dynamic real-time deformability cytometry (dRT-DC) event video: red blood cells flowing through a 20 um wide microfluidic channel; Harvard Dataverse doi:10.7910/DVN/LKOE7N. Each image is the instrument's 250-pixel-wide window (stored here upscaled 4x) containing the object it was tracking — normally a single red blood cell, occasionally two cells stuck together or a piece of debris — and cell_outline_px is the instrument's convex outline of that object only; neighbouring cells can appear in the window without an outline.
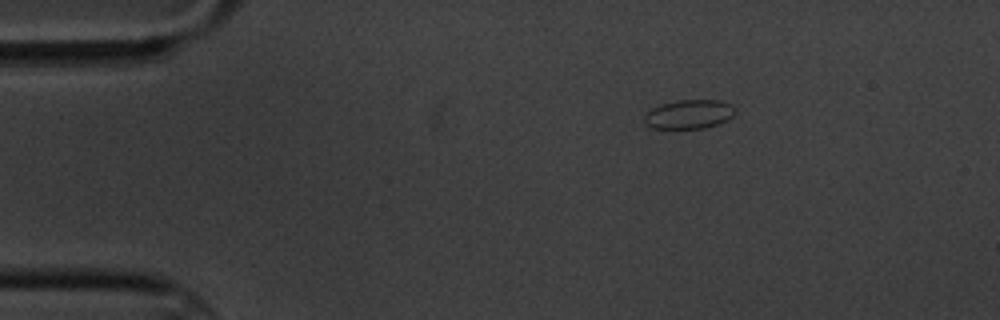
{"species": "common noctule bat (a hibernating species)", "species_latin": "Nyctalus noctula", "temperature_condition": "cold", "stored_images_in_passage": 3, "camera_frame_rate_fps": 3000, "um_per_image_px": 0.085, "animal": {"sex": "male", "body_mass_g": 20.1, "forearm_length_mm": 53.5}, "frame": {"image": 1, "passage_image": 1, "time_ms": 0.0, "image_size_px": [1000, 320], "cell_outline_px": [[736, 112], [732, 116], [716, 124], [704, 128], [652, 128], [644, 124], [644, 116], [652, 108], [664, 104], [680, 100], [720, 100], [732, 104], [736, 108]], "centroid_in_image_um": [58.58, 9.7], "position_along_channel_um": 26.4, "area_um2": 15.2}}
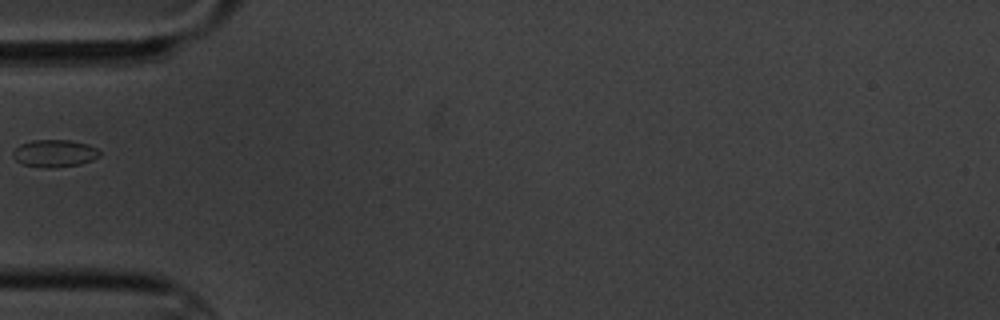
{"frame": {"image": 2, "passage_image": 3, "time_ms": 3.333, "image_size_px": [1000, 320], "cell_outline_px": [[100, 156], [92, 160], [80, 164], [56, 168], [40, 168], [24, 164], [16, 160], [12, 156], [12, 152], [20, 144], [32, 140], [68, 140], [88, 144], [96, 148], [100, 152]], "centroid_in_image_um": [4.63, 13.04], "position_along_channel_um": 80.4, "area_um2": 13.93}}